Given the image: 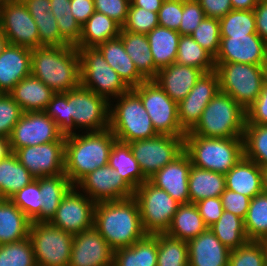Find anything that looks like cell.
Masks as SVG:
<instances>
[{
	"mask_svg": "<svg viewBox=\"0 0 267 266\" xmlns=\"http://www.w3.org/2000/svg\"><path fill=\"white\" fill-rule=\"evenodd\" d=\"M263 67H264L265 82H267V61L264 63Z\"/></svg>",
	"mask_w": 267,
	"mask_h": 266,
	"instance_id": "cell-70",
	"label": "cell"
},
{
	"mask_svg": "<svg viewBox=\"0 0 267 266\" xmlns=\"http://www.w3.org/2000/svg\"><path fill=\"white\" fill-rule=\"evenodd\" d=\"M12 152L26 146L65 141L53 121L44 111L23 112L9 137Z\"/></svg>",
	"mask_w": 267,
	"mask_h": 266,
	"instance_id": "cell-15",
	"label": "cell"
},
{
	"mask_svg": "<svg viewBox=\"0 0 267 266\" xmlns=\"http://www.w3.org/2000/svg\"><path fill=\"white\" fill-rule=\"evenodd\" d=\"M219 91L217 72L204 73L187 96L177 103L178 120L185 133L196 126L204 109Z\"/></svg>",
	"mask_w": 267,
	"mask_h": 266,
	"instance_id": "cell-19",
	"label": "cell"
},
{
	"mask_svg": "<svg viewBox=\"0 0 267 266\" xmlns=\"http://www.w3.org/2000/svg\"><path fill=\"white\" fill-rule=\"evenodd\" d=\"M225 189V174L191 165L188 179L190 203L210 197H219Z\"/></svg>",
	"mask_w": 267,
	"mask_h": 266,
	"instance_id": "cell-31",
	"label": "cell"
},
{
	"mask_svg": "<svg viewBox=\"0 0 267 266\" xmlns=\"http://www.w3.org/2000/svg\"><path fill=\"white\" fill-rule=\"evenodd\" d=\"M128 144L143 176L148 180L184 151V136L158 134Z\"/></svg>",
	"mask_w": 267,
	"mask_h": 266,
	"instance_id": "cell-12",
	"label": "cell"
},
{
	"mask_svg": "<svg viewBox=\"0 0 267 266\" xmlns=\"http://www.w3.org/2000/svg\"><path fill=\"white\" fill-rule=\"evenodd\" d=\"M44 112L55 121L64 136L76 133L75 123L72 116H69L68 92L56 93Z\"/></svg>",
	"mask_w": 267,
	"mask_h": 266,
	"instance_id": "cell-48",
	"label": "cell"
},
{
	"mask_svg": "<svg viewBox=\"0 0 267 266\" xmlns=\"http://www.w3.org/2000/svg\"><path fill=\"white\" fill-rule=\"evenodd\" d=\"M204 73L201 69L175 62L158 70L153 80L178 103L187 96Z\"/></svg>",
	"mask_w": 267,
	"mask_h": 266,
	"instance_id": "cell-23",
	"label": "cell"
},
{
	"mask_svg": "<svg viewBox=\"0 0 267 266\" xmlns=\"http://www.w3.org/2000/svg\"><path fill=\"white\" fill-rule=\"evenodd\" d=\"M157 26H159L158 12L145 10L141 7H129L122 29L146 35Z\"/></svg>",
	"mask_w": 267,
	"mask_h": 266,
	"instance_id": "cell-51",
	"label": "cell"
},
{
	"mask_svg": "<svg viewBox=\"0 0 267 266\" xmlns=\"http://www.w3.org/2000/svg\"><path fill=\"white\" fill-rule=\"evenodd\" d=\"M176 63L201 69L205 73L215 71L214 57L202 48L191 35L180 36Z\"/></svg>",
	"mask_w": 267,
	"mask_h": 266,
	"instance_id": "cell-40",
	"label": "cell"
},
{
	"mask_svg": "<svg viewBox=\"0 0 267 266\" xmlns=\"http://www.w3.org/2000/svg\"><path fill=\"white\" fill-rule=\"evenodd\" d=\"M261 243L263 245L264 248V253H265V264L267 266V238L266 239H262Z\"/></svg>",
	"mask_w": 267,
	"mask_h": 266,
	"instance_id": "cell-69",
	"label": "cell"
},
{
	"mask_svg": "<svg viewBox=\"0 0 267 266\" xmlns=\"http://www.w3.org/2000/svg\"><path fill=\"white\" fill-rule=\"evenodd\" d=\"M35 177L23 166L14 152L0 159V198L10 199Z\"/></svg>",
	"mask_w": 267,
	"mask_h": 266,
	"instance_id": "cell-36",
	"label": "cell"
},
{
	"mask_svg": "<svg viewBox=\"0 0 267 266\" xmlns=\"http://www.w3.org/2000/svg\"><path fill=\"white\" fill-rule=\"evenodd\" d=\"M93 227L113 250L129 247L146 235L134 197L96 203Z\"/></svg>",
	"mask_w": 267,
	"mask_h": 266,
	"instance_id": "cell-1",
	"label": "cell"
},
{
	"mask_svg": "<svg viewBox=\"0 0 267 266\" xmlns=\"http://www.w3.org/2000/svg\"><path fill=\"white\" fill-rule=\"evenodd\" d=\"M10 153H12V150L9 138L0 136V159L5 158Z\"/></svg>",
	"mask_w": 267,
	"mask_h": 266,
	"instance_id": "cell-66",
	"label": "cell"
},
{
	"mask_svg": "<svg viewBox=\"0 0 267 266\" xmlns=\"http://www.w3.org/2000/svg\"><path fill=\"white\" fill-rule=\"evenodd\" d=\"M75 186L95 203L129 199L134 195V190L108 164L90 172Z\"/></svg>",
	"mask_w": 267,
	"mask_h": 266,
	"instance_id": "cell-16",
	"label": "cell"
},
{
	"mask_svg": "<svg viewBox=\"0 0 267 266\" xmlns=\"http://www.w3.org/2000/svg\"><path fill=\"white\" fill-rule=\"evenodd\" d=\"M71 13L82 26L95 12L94 0H71Z\"/></svg>",
	"mask_w": 267,
	"mask_h": 266,
	"instance_id": "cell-61",
	"label": "cell"
},
{
	"mask_svg": "<svg viewBox=\"0 0 267 266\" xmlns=\"http://www.w3.org/2000/svg\"><path fill=\"white\" fill-rule=\"evenodd\" d=\"M0 29L11 45L42 47L38 27L22 0H0Z\"/></svg>",
	"mask_w": 267,
	"mask_h": 266,
	"instance_id": "cell-14",
	"label": "cell"
},
{
	"mask_svg": "<svg viewBox=\"0 0 267 266\" xmlns=\"http://www.w3.org/2000/svg\"><path fill=\"white\" fill-rule=\"evenodd\" d=\"M157 266H189L188 243L159 233Z\"/></svg>",
	"mask_w": 267,
	"mask_h": 266,
	"instance_id": "cell-43",
	"label": "cell"
},
{
	"mask_svg": "<svg viewBox=\"0 0 267 266\" xmlns=\"http://www.w3.org/2000/svg\"><path fill=\"white\" fill-rule=\"evenodd\" d=\"M38 27L39 43L41 46H66L69 45L59 33L57 20L52 12L42 15H31Z\"/></svg>",
	"mask_w": 267,
	"mask_h": 266,
	"instance_id": "cell-52",
	"label": "cell"
},
{
	"mask_svg": "<svg viewBox=\"0 0 267 266\" xmlns=\"http://www.w3.org/2000/svg\"><path fill=\"white\" fill-rule=\"evenodd\" d=\"M14 153L35 178L64 174L65 141L26 146Z\"/></svg>",
	"mask_w": 267,
	"mask_h": 266,
	"instance_id": "cell-18",
	"label": "cell"
},
{
	"mask_svg": "<svg viewBox=\"0 0 267 266\" xmlns=\"http://www.w3.org/2000/svg\"><path fill=\"white\" fill-rule=\"evenodd\" d=\"M76 48L80 57L82 87L90 89L109 103L130 90L97 47Z\"/></svg>",
	"mask_w": 267,
	"mask_h": 266,
	"instance_id": "cell-7",
	"label": "cell"
},
{
	"mask_svg": "<svg viewBox=\"0 0 267 266\" xmlns=\"http://www.w3.org/2000/svg\"><path fill=\"white\" fill-rule=\"evenodd\" d=\"M108 165L135 191L147 179L143 176L128 143L116 140L110 150Z\"/></svg>",
	"mask_w": 267,
	"mask_h": 266,
	"instance_id": "cell-37",
	"label": "cell"
},
{
	"mask_svg": "<svg viewBox=\"0 0 267 266\" xmlns=\"http://www.w3.org/2000/svg\"><path fill=\"white\" fill-rule=\"evenodd\" d=\"M256 32L267 43V0H260L254 8Z\"/></svg>",
	"mask_w": 267,
	"mask_h": 266,
	"instance_id": "cell-62",
	"label": "cell"
},
{
	"mask_svg": "<svg viewBox=\"0 0 267 266\" xmlns=\"http://www.w3.org/2000/svg\"><path fill=\"white\" fill-rule=\"evenodd\" d=\"M205 18L204 10L197 0H183L182 20L178 32L191 35Z\"/></svg>",
	"mask_w": 267,
	"mask_h": 266,
	"instance_id": "cell-54",
	"label": "cell"
},
{
	"mask_svg": "<svg viewBox=\"0 0 267 266\" xmlns=\"http://www.w3.org/2000/svg\"><path fill=\"white\" fill-rule=\"evenodd\" d=\"M187 243L189 266H228L230 250L209 228Z\"/></svg>",
	"mask_w": 267,
	"mask_h": 266,
	"instance_id": "cell-24",
	"label": "cell"
},
{
	"mask_svg": "<svg viewBox=\"0 0 267 266\" xmlns=\"http://www.w3.org/2000/svg\"><path fill=\"white\" fill-rule=\"evenodd\" d=\"M23 112L45 111L56 94L38 78L29 75L8 93Z\"/></svg>",
	"mask_w": 267,
	"mask_h": 266,
	"instance_id": "cell-28",
	"label": "cell"
},
{
	"mask_svg": "<svg viewBox=\"0 0 267 266\" xmlns=\"http://www.w3.org/2000/svg\"><path fill=\"white\" fill-rule=\"evenodd\" d=\"M195 205L208 228L219 220L224 211L220 196L199 200Z\"/></svg>",
	"mask_w": 267,
	"mask_h": 266,
	"instance_id": "cell-59",
	"label": "cell"
},
{
	"mask_svg": "<svg viewBox=\"0 0 267 266\" xmlns=\"http://www.w3.org/2000/svg\"><path fill=\"white\" fill-rule=\"evenodd\" d=\"M209 229L229 250L237 249L249 241L244 229V220L225 210Z\"/></svg>",
	"mask_w": 267,
	"mask_h": 266,
	"instance_id": "cell-39",
	"label": "cell"
},
{
	"mask_svg": "<svg viewBox=\"0 0 267 266\" xmlns=\"http://www.w3.org/2000/svg\"><path fill=\"white\" fill-rule=\"evenodd\" d=\"M243 150L246 158L267 167V125L245 124Z\"/></svg>",
	"mask_w": 267,
	"mask_h": 266,
	"instance_id": "cell-42",
	"label": "cell"
},
{
	"mask_svg": "<svg viewBox=\"0 0 267 266\" xmlns=\"http://www.w3.org/2000/svg\"><path fill=\"white\" fill-rule=\"evenodd\" d=\"M29 238L37 266H69L74 235L50 222H32Z\"/></svg>",
	"mask_w": 267,
	"mask_h": 266,
	"instance_id": "cell-10",
	"label": "cell"
},
{
	"mask_svg": "<svg viewBox=\"0 0 267 266\" xmlns=\"http://www.w3.org/2000/svg\"><path fill=\"white\" fill-rule=\"evenodd\" d=\"M31 223L10 199L0 198V245L28 238Z\"/></svg>",
	"mask_w": 267,
	"mask_h": 266,
	"instance_id": "cell-30",
	"label": "cell"
},
{
	"mask_svg": "<svg viewBox=\"0 0 267 266\" xmlns=\"http://www.w3.org/2000/svg\"><path fill=\"white\" fill-rule=\"evenodd\" d=\"M164 0H130L129 7H141L145 10L158 12Z\"/></svg>",
	"mask_w": 267,
	"mask_h": 266,
	"instance_id": "cell-64",
	"label": "cell"
},
{
	"mask_svg": "<svg viewBox=\"0 0 267 266\" xmlns=\"http://www.w3.org/2000/svg\"><path fill=\"white\" fill-rule=\"evenodd\" d=\"M223 209L245 219L251 199L235 191L225 189L220 195Z\"/></svg>",
	"mask_w": 267,
	"mask_h": 266,
	"instance_id": "cell-57",
	"label": "cell"
},
{
	"mask_svg": "<svg viewBox=\"0 0 267 266\" xmlns=\"http://www.w3.org/2000/svg\"><path fill=\"white\" fill-rule=\"evenodd\" d=\"M150 45V51L158 70L176 62L180 34L178 31L157 26L146 34Z\"/></svg>",
	"mask_w": 267,
	"mask_h": 266,
	"instance_id": "cell-32",
	"label": "cell"
},
{
	"mask_svg": "<svg viewBox=\"0 0 267 266\" xmlns=\"http://www.w3.org/2000/svg\"><path fill=\"white\" fill-rule=\"evenodd\" d=\"M245 124L246 111L230 95L219 91L204 109L196 126L186 135L243 137Z\"/></svg>",
	"mask_w": 267,
	"mask_h": 266,
	"instance_id": "cell-4",
	"label": "cell"
},
{
	"mask_svg": "<svg viewBox=\"0 0 267 266\" xmlns=\"http://www.w3.org/2000/svg\"><path fill=\"white\" fill-rule=\"evenodd\" d=\"M206 17L220 19L232 10L231 0H197Z\"/></svg>",
	"mask_w": 267,
	"mask_h": 266,
	"instance_id": "cell-60",
	"label": "cell"
},
{
	"mask_svg": "<svg viewBox=\"0 0 267 266\" xmlns=\"http://www.w3.org/2000/svg\"><path fill=\"white\" fill-rule=\"evenodd\" d=\"M244 229L248 240L261 241L267 238V193L262 192L251 199Z\"/></svg>",
	"mask_w": 267,
	"mask_h": 266,
	"instance_id": "cell-41",
	"label": "cell"
},
{
	"mask_svg": "<svg viewBox=\"0 0 267 266\" xmlns=\"http://www.w3.org/2000/svg\"><path fill=\"white\" fill-rule=\"evenodd\" d=\"M122 26L105 14L94 12L81 26L79 43L75 47H97L120 35Z\"/></svg>",
	"mask_w": 267,
	"mask_h": 266,
	"instance_id": "cell-35",
	"label": "cell"
},
{
	"mask_svg": "<svg viewBox=\"0 0 267 266\" xmlns=\"http://www.w3.org/2000/svg\"><path fill=\"white\" fill-rule=\"evenodd\" d=\"M71 0H50L51 12L57 20L60 36L72 46L79 43L81 26L71 13Z\"/></svg>",
	"mask_w": 267,
	"mask_h": 266,
	"instance_id": "cell-44",
	"label": "cell"
},
{
	"mask_svg": "<svg viewBox=\"0 0 267 266\" xmlns=\"http://www.w3.org/2000/svg\"><path fill=\"white\" fill-rule=\"evenodd\" d=\"M226 189L252 199L263 192L262 168L244 155L225 174Z\"/></svg>",
	"mask_w": 267,
	"mask_h": 266,
	"instance_id": "cell-26",
	"label": "cell"
},
{
	"mask_svg": "<svg viewBox=\"0 0 267 266\" xmlns=\"http://www.w3.org/2000/svg\"><path fill=\"white\" fill-rule=\"evenodd\" d=\"M30 15H42L51 11L50 0H22Z\"/></svg>",
	"mask_w": 267,
	"mask_h": 266,
	"instance_id": "cell-63",
	"label": "cell"
},
{
	"mask_svg": "<svg viewBox=\"0 0 267 266\" xmlns=\"http://www.w3.org/2000/svg\"><path fill=\"white\" fill-rule=\"evenodd\" d=\"M184 151L193 166L226 174L244 155L243 137L184 136Z\"/></svg>",
	"mask_w": 267,
	"mask_h": 266,
	"instance_id": "cell-5",
	"label": "cell"
},
{
	"mask_svg": "<svg viewBox=\"0 0 267 266\" xmlns=\"http://www.w3.org/2000/svg\"><path fill=\"white\" fill-rule=\"evenodd\" d=\"M263 192L267 193V167L262 168Z\"/></svg>",
	"mask_w": 267,
	"mask_h": 266,
	"instance_id": "cell-68",
	"label": "cell"
},
{
	"mask_svg": "<svg viewBox=\"0 0 267 266\" xmlns=\"http://www.w3.org/2000/svg\"><path fill=\"white\" fill-rule=\"evenodd\" d=\"M119 36L138 72L146 80H153L156 77V65L153 61L147 35L128 32L121 28Z\"/></svg>",
	"mask_w": 267,
	"mask_h": 266,
	"instance_id": "cell-33",
	"label": "cell"
},
{
	"mask_svg": "<svg viewBox=\"0 0 267 266\" xmlns=\"http://www.w3.org/2000/svg\"><path fill=\"white\" fill-rule=\"evenodd\" d=\"M8 44V39L4 36L3 32L0 29V55L3 53Z\"/></svg>",
	"mask_w": 267,
	"mask_h": 266,
	"instance_id": "cell-67",
	"label": "cell"
},
{
	"mask_svg": "<svg viewBox=\"0 0 267 266\" xmlns=\"http://www.w3.org/2000/svg\"><path fill=\"white\" fill-rule=\"evenodd\" d=\"M183 13V0H164L158 11L159 26L178 31Z\"/></svg>",
	"mask_w": 267,
	"mask_h": 266,
	"instance_id": "cell-55",
	"label": "cell"
},
{
	"mask_svg": "<svg viewBox=\"0 0 267 266\" xmlns=\"http://www.w3.org/2000/svg\"><path fill=\"white\" fill-rule=\"evenodd\" d=\"M228 266H266L261 241L249 240L237 249L230 250Z\"/></svg>",
	"mask_w": 267,
	"mask_h": 266,
	"instance_id": "cell-50",
	"label": "cell"
},
{
	"mask_svg": "<svg viewBox=\"0 0 267 266\" xmlns=\"http://www.w3.org/2000/svg\"><path fill=\"white\" fill-rule=\"evenodd\" d=\"M0 266H37L30 238L0 245Z\"/></svg>",
	"mask_w": 267,
	"mask_h": 266,
	"instance_id": "cell-46",
	"label": "cell"
},
{
	"mask_svg": "<svg viewBox=\"0 0 267 266\" xmlns=\"http://www.w3.org/2000/svg\"><path fill=\"white\" fill-rule=\"evenodd\" d=\"M22 114L21 107L9 94L0 93V136L9 138Z\"/></svg>",
	"mask_w": 267,
	"mask_h": 266,
	"instance_id": "cell-53",
	"label": "cell"
},
{
	"mask_svg": "<svg viewBox=\"0 0 267 266\" xmlns=\"http://www.w3.org/2000/svg\"><path fill=\"white\" fill-rule=\"evenodd\" d=\"M31 75V49L8 44L0 55V93L8 94L25 77Z\"/></svg>",
	"mask_w": 267,
	"mask_h": 266,
	"instance_id": "cell-25",
	"label": "cell"
},
{
	"mask_svg": "<svg viewBox=\"0 0 267 266\" xmlns=\"http://www.w3.org/2000/svg\"><path fill=\"white\" fill-rule=\"evenodd\" d=\"M97 48L130 89L146 81L127 54L120 36L100 43Z\"/></svg>",
	"mask_w": 267,
	"mask_h": 266,
	"instance_id": "cell-27",
	"label": "cell"
},
{
	"mask_svg": "<svg viewBox=\"0 0 267 266\" xmlns=\"http://www.w3.org/2000/svg\"><path fill=\"white\" fill-rule=\"evenodd\" d=\"M220 37V48L214 63L264 65L267 61V43L258 34Z\"/></svg>",
	"mask_w": 267,
	"mask_h": 266,
	"instance_id": "cell-20",
	"label": "cell"
},
{
	"mask_svg": "<svg viewBox=\"0 0 267 266\" xmlns=\"http://www.w3.org/2000/svg\"><path fill=\"white\" fill-rule=\"evenodd\" d=\"M95 205L86 194L73 186L63 197L50 223L73 235L81 233L93 227Z\"/></svg>",
	"mask_w": 267,
	"mask_h": 266,
	"instance_id": "cell-17",
	"label": "cell"
},
{
	"mask_svg": "<svg viewBox=\"0 0 267 266\" xmlns=\"http://www.w3.org/2000/svg\"><path fill=\"white\" fill-rule=\"evenodd\" d=\"M220 92L230 95L245 111L258 98L265 82L263 65L215 63Z\"/></svg>",
	"mask_w": 267,
	"mask_h": 266,
	"instance_id": "cell-8",
	"label": "cell"
},
{
	"mask_svg": "<svg viewBox=\"0 0 267 266\" xmlns=\"http://www.w3.org/2000/svg\"><path fill=\"white\" fill-rule=\"evenodd\" d=\"M260 0H231L234 10H254Z\"/></svg>",
	"mask_w": 267,
	"mask_h": 266,
	"instance_id": "cell-65",
	"label": "cell"
},
{
	"mask_svg": "<svg viewBox=\"0 0 267 266\" xmlns=\"http://www.w3.org/2000/svg\"><path fill=\"white\" fill-rule=\"evenodd\" d=\"M68 102L76 130L98 132L109 128L110 103L105 98L80 85L68 91Z\"/></svg>",
	"mask_w": 267,
	"mask_h": 266,
	"instance_id": "cell-13",
	"label": "cell"
},
{
	"mask_svg": "<svg viewBox=\"0 0 267 266\" xmlns=\"http://www.w3.org/2000/svg\"><path fill=\"white\" fill-rule=\"evenodd\" d=\"M74 185L65 174L39 177L41 194V222H50L63 200Z\"/></svg>",
	"mask_w": 267,
	"mask_h": 266,
	"instance_id": "cell-34",
	"label": "cell"
},
{
	"mask_svg": "<svg viewBox=\"0 0 267 266\" xmlns=\"http://www.w3.org/2000/svg\"><path fill=\"white\" fill-rule=\"evenodd\" d=\"M41 199L39 178H35L10 198L32 222H41Z\"/></svg>",
	"mask_w": 267,
	"mask_h": 266,
	"instance_id": "cell-47",
	"label": "cell"
},
{
	"mask_svg": "<svg viewBox=\"0 0 267 266\" xmlns=\"http://www.w3.org/2000/svg\"><path fill=\"white\" fill-rule=\"evenodd\" d=\"M246 124L267 125V82L254 103L246 110Z\"/></svg>",
	"mask_w": 267,
	"mask_h": 266,
	"instance_id": "cell-58",
	"label": "cell"
},
{
	"mask_svg": "<svg viewBox=\"0 0 267 266\" xmlns=\"http://www.w3.org/2000/svg\"><path fill=\"white\" fill-rule=\"evenodd\" d=\"M191 165L190 157L183 151L148 180L158 188L165 190L178 203H189L188 179Z\"/></svg>",
	"mask_w": 267,
	"mask_h": 266,
	"instance_id": "cell-22",
	"label": "cell"
},
{
	"mask_svg": "<svg viewBox=\"0 0 267 266\" xmlns=\"http://www.w3.org/2000/svg\"><path fill=\"white\" fill-rule=\"evenodd\" d=\"M116 140L109 128L65 136L64 174L69 181L75 186L90 172L107 165Z\"/></svg>",
	"mask_w": 267,
	"mask_h": 266,
	"instance_id": "cell-3",
	"label": "cell"
},
{
	"mask_svg": "<svg viewBox=\"0 0 267 266\" xmlns=\"http://www.w3.org/2000/svg\"><path fill=\"white\" fill-rule=\"evenodd\" d=\"M132 90L140 97L158 134L185 136L178 120L177 102L154 81L146 80Z\"/></svg>",
	"mask_w": 267,
	"mask_h": 266,
	"instance_id": "cell-11",
	"label": "cell"
},
{
	"mask_svg": "<svg viewBox=\"0 0 267 266\" xmlns=\"http://www.w3.org/2000/svg\"><path fill=\"white\" fill-rule=\"evenodd\" d=\"M114 250L91 227L74 235L69 266H113Z\"/></svg>",
	"mask_w": 267,
	"mask_h": 266,
	"instance_id": "cell-21",
	"label": "cell"
},
{
	"mask_svg": "<svg viewBox=\"0 0 267 266\" xmlns=\"http://www.w3.org/2000/svg\"><path fill=\"white\" fill-rule=\"evenodd\" d=\"M207 228L195 203L189 202L179 205L166 234L188 242Z\"/></svg>",
	"mask_w": 267,
	"mask_h": 266,
	"instance_id": "cell-38",
	"label": "cell"
},
{
	"mask_svg": "<svg viewBox=\"0 0 267 266\" xmlns=\"http://www.w3.org/2000/svg\"><path fill=\"white\" fill-rule=\"evenodd\" d=\"M220 36L257 34L254 10H234L219 19Z\"/></svg>",
	"mask_w": 267,
	"mask_h": 266,
	"instance_id": "cell-45",
	"label": "cell"
},
{
	"mask_svg": "<svg viewBox=\"0 0 267 266\" xmlns=\"http://www.w3.org/2000/svg\"><path fill=\"white\" fill-rule=\"evenodd\" d=\"M130 0H94L96 12L105 14L121 26L126 21Z\"/></svg>",
	"mask_w": 267,
	"mask_h": 266,
	"instance_id": "cell-56",
	"label": "cell"
},
{
	"mask_svg": "<svg viewBox=\"0 0 267 266\" xmlns=\"http://www.w3.org/2000/svg\"><path fill=\"white\" fill-rule=\"evenodd\" d=\"M191 37L215 58L221 41L219 19L205 16Z\"/></svg>",
	"mask_w": 267,
	"mask_h": 266,
	"instance_id": "cell-49",
	"label": "cell"
},
{
	"mask_svg": "<svg viewBox=\"0 0 267 266\" xmlns=\"http://www.w3.org/2000/svg\"><path fill=\"white\" fill-rule=\"evenodd\" d=\"M158 234H146L129 247L114 250L113 266H157Z\"/></svg>",
	"mask_w": 267,
	"mask_h": 266,
	"instance_id": "cell-29",
	"label": "cell"
},
{
	"mask_svg": "<svg viewBox=\"0 0 267 266\" xmlns=\"http://www.w3.org/2000/svg\"><path fill=\"white\" fill-rule=\"evenodd\" d=\"M110 103L109 129L120 142L150 139L158 135L140 97L130 89Z\"/></svg>",
	"mask_w": 267,
	"mask_h": 266,
	"instance_id": "cell-6",
	"label": "cell"
},
{
	"mask_svg": "<svg viewBox=\"0 0 267 266\" xmlns=\"http://www.w3.org/2000/svg\"><path fill=\"white\" fill-rule=\"evenodd\" d=\"M133 197L137 201L145 233H166L180 203L149 180L134 191Z\"/></svg>",
	"mask_w": 267,
	"mask_h": 266,
	"instance_id": "cell-9",
	"label": "cell"
},
{
	"mask_svg": "<svg viewBox=\"0 0 267 266\" xmlns=\"http://www.w3.org/2000/svg\"><path fill=\"white\" fill-rule=\"evenodd\" d=\"M31 75L55 93L81 85L80 57L75 46H42L31 49Z\"/></svg>",
	"mask_w": 267,
	"mask_h": 266,
	"instance_id": "cell-2",
	"label": "cell"
}]
</instances>
